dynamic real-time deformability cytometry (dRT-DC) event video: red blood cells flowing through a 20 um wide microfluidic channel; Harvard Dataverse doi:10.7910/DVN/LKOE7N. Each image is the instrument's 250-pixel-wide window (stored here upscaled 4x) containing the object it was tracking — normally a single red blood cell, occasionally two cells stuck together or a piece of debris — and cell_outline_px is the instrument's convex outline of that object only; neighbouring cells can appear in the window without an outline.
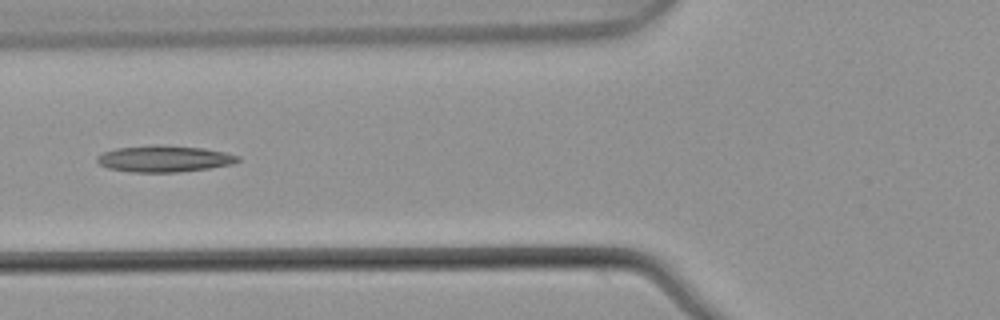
{"species": "common noctule bat (a hibernating species)", "species_latin": "Nyctalus noctula", "temperature_condition": "warm", "stored_images_in_passage": 5, "camera_frame_rate_fps": 3000, "um_per_image_px": 0.085, "animal": {"sex": "male", "body_mass_g": 21.5, "forearm_length_mm": 52.0}, "frame": {"image": 1, "passage_image": 5, "time_ms": 1.333, "image_size_px": [1000, 320], "cell_outline_px": [[240, 160], [232, 164], [208, 168], [180, 172], [132, 172], [108, 168], [100, 164], [96, 160], [96, 156], [104, 152], [116, 148], [152, 144], [160, 144], [204, 148], [224, 152], [240, 156]], "centroid_in_image_um": [13.95, 13.48], "position_along_channel_um": 111.9, "area_um2": 21.85}}